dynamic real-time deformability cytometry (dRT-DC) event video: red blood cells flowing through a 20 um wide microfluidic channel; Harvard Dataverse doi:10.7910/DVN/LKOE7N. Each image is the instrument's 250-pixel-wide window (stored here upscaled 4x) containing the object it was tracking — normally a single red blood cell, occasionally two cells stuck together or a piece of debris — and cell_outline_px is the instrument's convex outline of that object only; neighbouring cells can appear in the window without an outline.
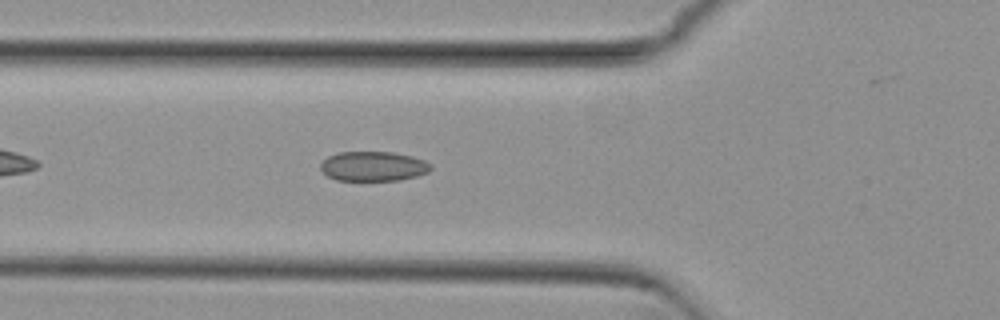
{"species": "common noctule bat (a hibernating species)", "species_latin": "Nyctalus noctula", "temperature_condition": "cold", "stored_images_in_passage": 41, "camera_frame_rate_fps": 3000, "um_per_image_px": 0.085, "animal": {"sex": "female", "body_mass_g": 29.2, "forearm_length_mm": 56.3}, "frame": {"image": 1, "passage_image": 7, "time_ms": 2.0, "image_size_px": [1000, 320], "cell_outline_px": [[432, 168], [428, 172], [416, 176], [400, 180], [336, 180], [328, 176], [320, 168], [320, 164], [328, 156], [340, 152], [392, 152], [412, 156], [424, 160], [432, 164]], "centroid_in_image_um": [31.75, 14.13], "position_along_channel_um": 94.1, "area_um2": 19.02}}
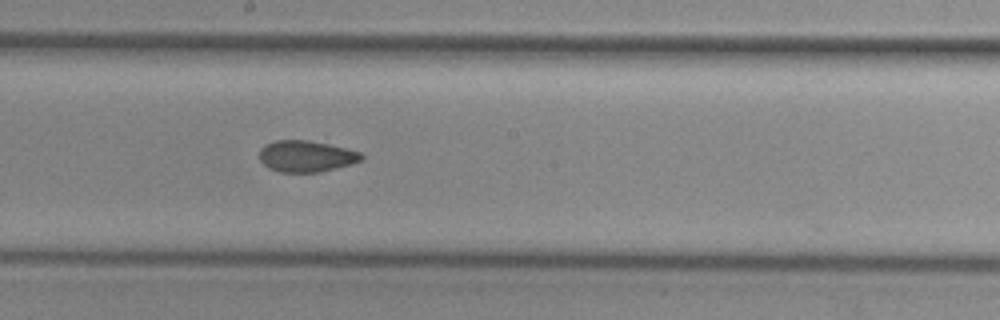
{"frame": {"image": 2, "passage_image": 17, "time_ms": 5.333, "image_size_px": [1000, 320], "cell_outline_px": [[364, 160], [352, 164], [320, 172], [280, 172], [268, 168], [260, 160], [260, 148], [264, 144], [276, 140], [308, 140], [328, 144], [360, 152], [364, 156]], "centroid_in_image_um": [26.03, 13.28], "position_along_channel_um": 222.2, "area_um2": 18.73}}
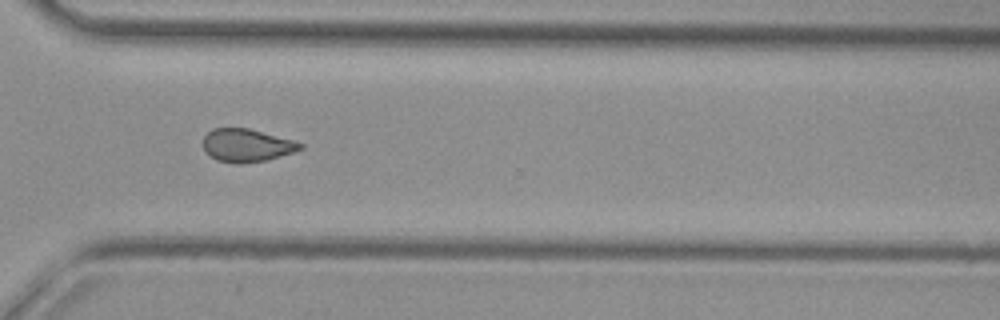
{"frame": {"image": 3, "passage_image": 27, "time_ms": 8.667, "image_size_px": [1000, 320], "cell_outline_px": [[304, 148], [280, 156], [264, 160], [240, 164], [236, 164], [216, 160], [204, 152], [204, 136], [212, 128], [248, 128], [296, 140], [304, 144]], "centroid_in_image_um": [20.98, 12.35], "position_along_channel_um": 349.6, "area_um2": 18.79}, "authors_computed_cell_mechanics": {"area_um2": 19.1896, "velocity_mm_per_s": 3.8288, "shape_relaxation_time_tau1_ms": null, "shape_relaxation_time_tau2_ms": 2.846, "deformation_change_tau1": null, "deformation_change_tau2": 0.074}}